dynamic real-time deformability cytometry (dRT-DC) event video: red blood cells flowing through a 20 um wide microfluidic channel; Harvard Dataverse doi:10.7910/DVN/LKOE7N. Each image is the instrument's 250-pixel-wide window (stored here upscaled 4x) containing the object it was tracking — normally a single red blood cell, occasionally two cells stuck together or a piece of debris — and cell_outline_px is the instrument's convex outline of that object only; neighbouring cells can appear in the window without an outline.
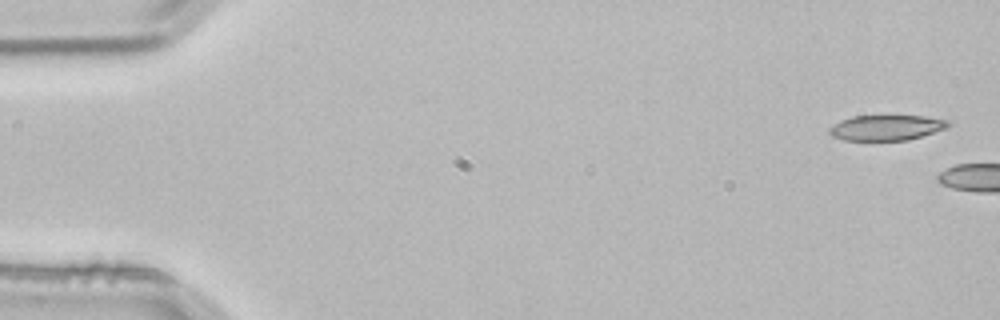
{"species": "common noctule bat (a hibernating species)", "species_latin": "Nyctalus noctula", "temperature_condition": "room temperature", "stored_images_in_passage": 3, "camera_frame_rate_fps": 3000, "um_per_image_px": 0.085, "animal": {"sex": "male", "body_mass_g": 21.5, "forearm_length_mm": 52.0}, "frame": {"image": 1, "passage_image": 3, "time_ms": 0.667, "image_size_px": [1000, 320], "cell_outline_px": [[952, 124], [944, 128], [908, 140], [844, 140], [832, 136], [828, 132], [828, 128], [840, 120], [852, 116], [924, 116], [948, 120]], "centroid_in_image_um": [75.29, 10.84], "position_along_channel_um": 9.7, "area_um2": 17.4}}